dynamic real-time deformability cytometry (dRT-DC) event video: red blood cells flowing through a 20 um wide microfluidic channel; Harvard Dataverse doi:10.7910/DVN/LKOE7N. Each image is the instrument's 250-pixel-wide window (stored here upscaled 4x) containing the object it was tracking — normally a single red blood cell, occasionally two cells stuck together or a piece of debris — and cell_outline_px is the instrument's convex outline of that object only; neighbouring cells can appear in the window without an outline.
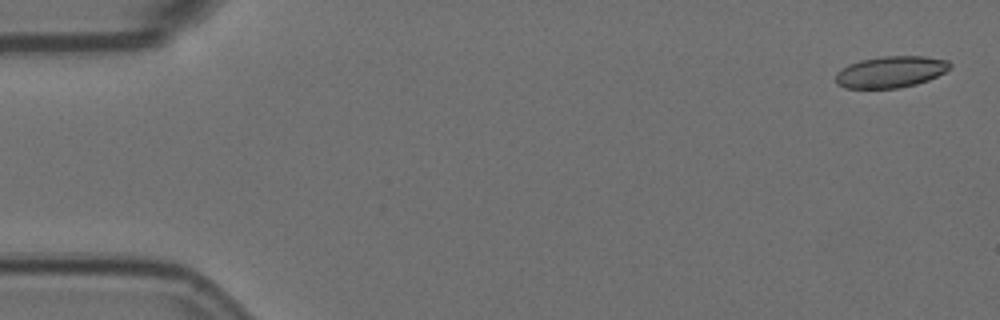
{"species": "Egyptian fruit bat (a non-hibernating species)", "species_latin": "Rousettus aegyptiacus", "temperature_condition": "room temperature", "stored_images_in_passage": 7, "camera_frame_rate_fps": 3000, "um_per_image_px": 0.085, "animal": {"sex": "female"}, "frame": {"image": 1, "passage_image": 1, "time_ms": 0.0, "image_size_px": [1000, 320], "cell_outline_px": [[952, 68], [928, 80], [916, 84], [900, 88], [844, 88], [836, 84], [836, 72], [848, 64], [860, 60], [884, 56], [924, 56], [948, 60], [952, 64]], "centroid_in_image_um": [75.71, 6.11], "position_along_channel_um": 9.3, "area_um2": 21.1}}
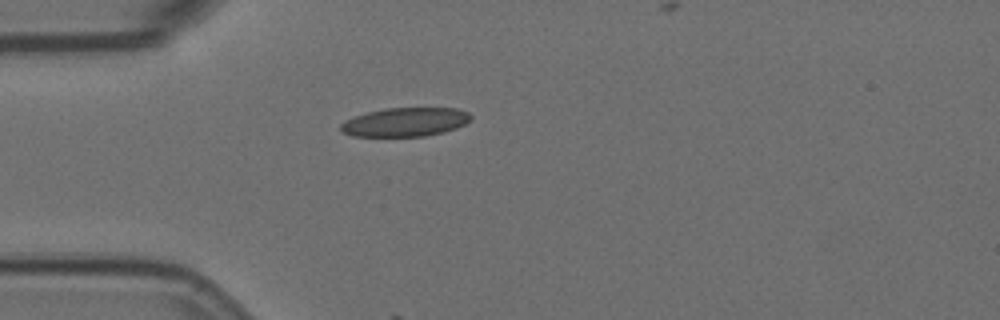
{"frame": {"image": 2, "passage_image": 5, "time_ms": 1.333, "image_size_px": [1000, 320], "cell_outline_px": [[472, 120], [456, 128], [444, 132], [424, 136], [352, 136], [340, 132], [340, 124], [344, 120], [368, 112], [384, 108], [456, 108], [468, 112], [472, 116]], "centroid_in_image_um": [34.44, 10.37], "position_along_channel_um": 50.6, "area_um2": 21.96}}